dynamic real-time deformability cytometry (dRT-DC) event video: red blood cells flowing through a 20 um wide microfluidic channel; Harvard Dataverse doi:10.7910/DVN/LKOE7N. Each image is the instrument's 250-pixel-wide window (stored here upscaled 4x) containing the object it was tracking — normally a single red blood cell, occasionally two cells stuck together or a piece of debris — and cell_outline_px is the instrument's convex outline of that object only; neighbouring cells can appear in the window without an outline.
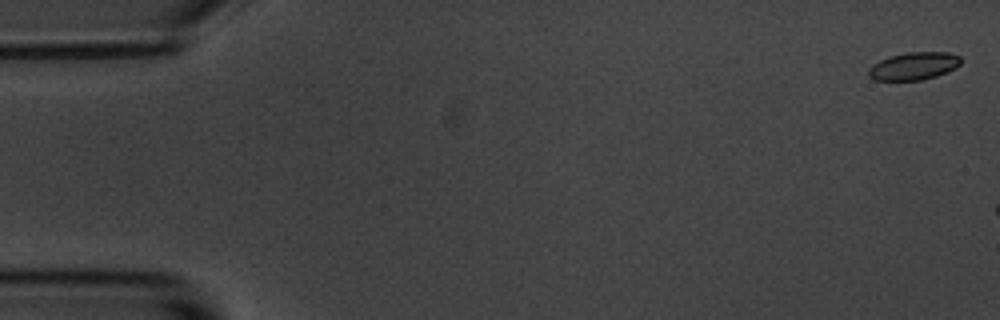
{"species": "common noctule bat (a hibernating species)", "species_latin": "Nyctalus noctula", "temperature_condition": "room temperature", "stored_images_in_passage": 3, "camera_frame_rate_fps": 3000, "um_per_image_px": 0.085, "animal": {"sex": "male", "body_mass_g": 20.1, "forearm_length_mm": 53.5}, "frame": {"image": 1, "passage_image": 1, "time_ms": 0.0, "image_size_px": [1000, 320], "cell_outline_px": [[960, 64], [956, 68], [936, 76], [920, 80], [876, 80], [868, 76], [868, 68], [872, 64], [888, 56], [908, 52], [948, 52], [960, 56]], "centroid_in_image_um": [77.65, 5.61], "position_along_channel_um": 7.3, "area_um2": 14.91}}